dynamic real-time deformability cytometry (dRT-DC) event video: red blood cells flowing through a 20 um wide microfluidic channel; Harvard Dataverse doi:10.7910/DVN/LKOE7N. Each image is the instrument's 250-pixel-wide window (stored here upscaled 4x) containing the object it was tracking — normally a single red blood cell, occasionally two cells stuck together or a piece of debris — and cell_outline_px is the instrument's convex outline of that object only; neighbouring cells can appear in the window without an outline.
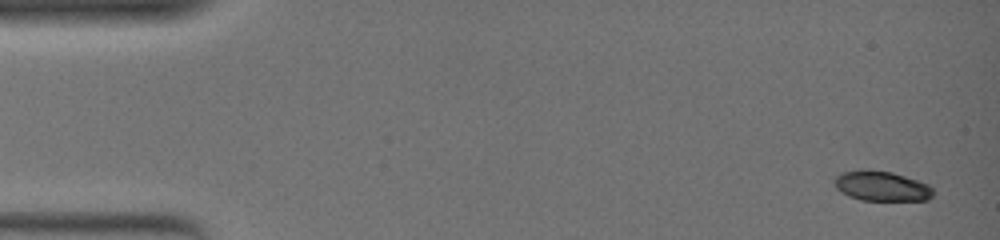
{"species": "common noctule bat (a hibernating species)", "species_latin": "Nyctalus noctula", "temperature_condition": "warm", "stored_images_in_passage": 50, "camera_frame_rate_fps": 3000, "um_per_image_px": 0.085, "animal": {"sex": "female", "body_mass_g": 19.0, "forearm_length_mm": 51.5}, "frame": {"image": 1, "passage_image": 1, "time_ms": 0.0, "image_size_px": [1000, 240], "cell_outline_px": [[932, 196], [928, 200], [860, 200], [848, 196], [840, 192], [836, 188], [832, 180], [836, 176], [844, 172], [864, 168], [868, 168], [892, 172], [928, 184], [932, 188]], "centroid_in_image_um": [74.87, 15.8], "position_along_channel_um": 10.1, "area_um2": 17.4}}
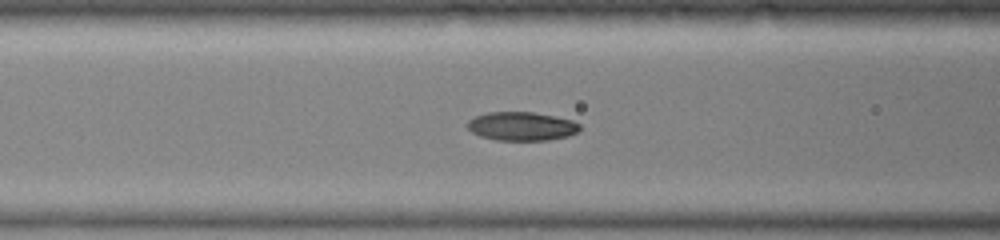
{"frame": {"image": 2, "passage_image": 21, "time_ms": 6.667, "image_size_px": [1000, 240], "cell_outline_px": [[580, 132], [568, 136], [548, 140], [496, 140], [480, 136], [472, 132], [468, 128], [468, 120], [476, 116], [488, 112], [532, 112], [556, 116], [572, 120], [580, 124]], "centroid_in_image_um": [44.37, 10.73], "position_along_channel_um": 122.2, "area_um2": 18.84}}
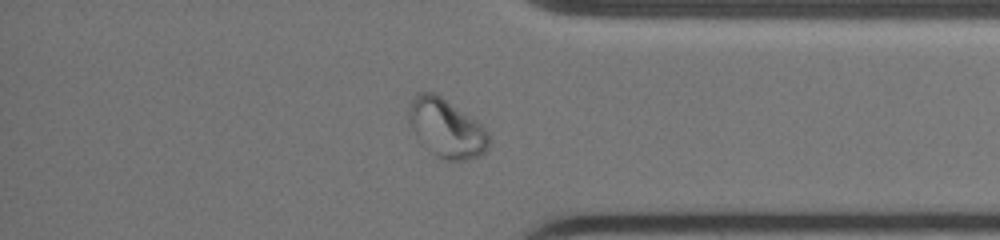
{"frame": {"image": 3, "passage_image": 43, "time_ms": 14.0, "image_size_px": [1000, 240], "cell_outline_px": [[488, 148], [480, 156], [464, 160], [444, 160], [436, 156], [416, 136], [408, 124], [408, 108], [412, 96], [416, 92], [432, 92], [440, 96], [472, 116], [488, 132]], "centroid_in_image_um": [37.91, 10.87], "position_along_channel_um": 397.3, "area_um2": 27.34}, "authors_computed_cell_mechanics": {"area_um2": 19.0162, "velocity_mm_per_s": 3.7736, "shape_relaxation_time_tau1_ms": null, "shape_relaxation_time_tau2_ms": 1.9282, "deformation_change_tau1": null, "deformation_change_tau2": 0.0352}}